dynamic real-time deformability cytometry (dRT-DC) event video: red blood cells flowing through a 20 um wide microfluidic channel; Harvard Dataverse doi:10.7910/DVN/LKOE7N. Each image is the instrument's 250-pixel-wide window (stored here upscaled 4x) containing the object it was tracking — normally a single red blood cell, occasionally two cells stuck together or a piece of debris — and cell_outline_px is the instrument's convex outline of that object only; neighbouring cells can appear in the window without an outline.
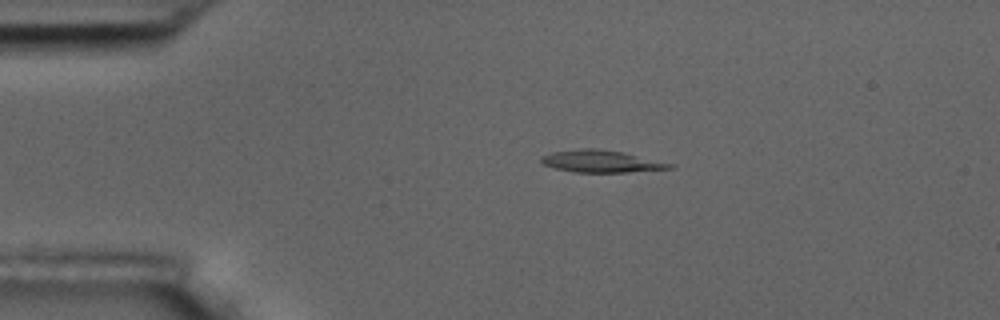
{"species": "common noctule bat (a hibernating species)", "species_latin": "Nyctalus noctula", "temperature_condition": "room temperature", "stored_images_in_passage": 4, "camera_frame_rate_fps": 3000, "um_per_image_px": 0.085, "animal": {"sex": "male", "body_mass_g": 17.5, "forearm_length_mm": 52.3}, "frame": {"image": 1, "passage_image": 3, "time_ms": 2.333, "image_size_px": [1000, 320], "cell_outline_px": [[676, 168], [628, 172], [576, 172], [556, 168], [540, 164], [540, 156], [552, 152], [576, 148], [600, 148], [624, 152], [676, 164]], "centroid_in_image_um": [51.12, 13.7], "position_along_channel_um": 33.9, "area_um2": 16.94}}